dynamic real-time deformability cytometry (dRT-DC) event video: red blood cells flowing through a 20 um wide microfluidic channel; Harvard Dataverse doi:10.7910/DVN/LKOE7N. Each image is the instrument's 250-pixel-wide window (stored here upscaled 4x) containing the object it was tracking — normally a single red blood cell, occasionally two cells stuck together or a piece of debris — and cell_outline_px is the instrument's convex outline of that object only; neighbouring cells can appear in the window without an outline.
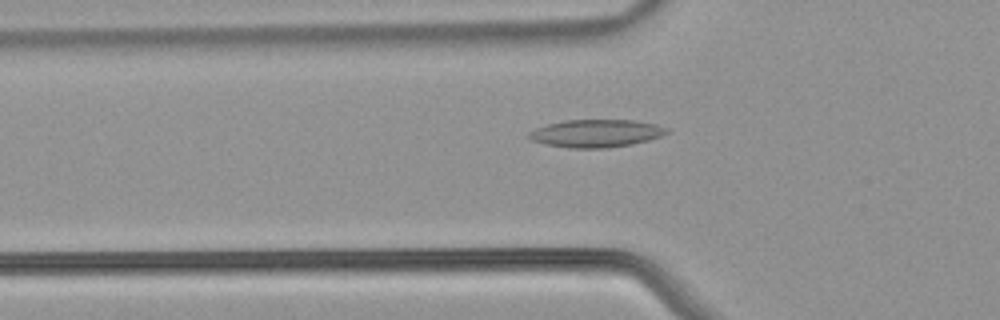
{"species": "common noctule bat (a hibernating species)", "species_latin": "Nyctalus noctula", "temperature_condition": "warm", "stored_images_in_passage": 46, "camera_frame_rate_fps": 3000, "um_per_image_px": 0.085, "animal": {"sex": "male", "body_mass_g": 21.5, "forearm_length_mm": 52.0}, "frame": {"image": 1, "passage_image": 12, "time_ms": 3.667, "image_size_px": [1000, 320], "cell_outline_px": [[668, 132], [660, 136], [648, 140], [632, 144], [604, 148], [568, 148], [548, 144], [532, 140], [524, 136], [528, 132], [536, 128], [548, 124], [564, 120], [632, 120], [656, 124], [668, 128]], "centroid_in_image_um": [50.64, 11.33], "position_along_channel_um": 75.2, "area_um2": 22.2}}
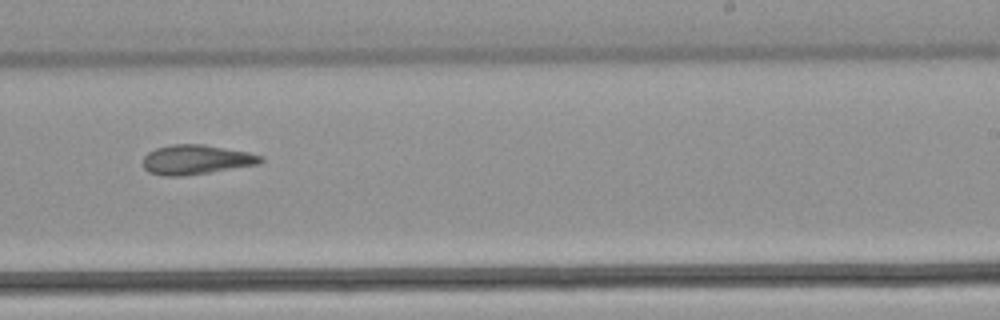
{"frame": {"image": 2, "passage_image": 27, "time_ms": 8.667, "image_size_px": [1000, 320], "cell_outline_px": [[264, 160], [260, 164], [208, 172], [180, 176], [164, 176], [148, 172], [144, 168], [144, 156], [148, 152], [156, 148], [172, 144], [204, 144], [248, 152], [264, 156]], "centroid_in_image_um": [16.68, 13.56], "position_along_channel_um": 272.3, "area_um2": 20.23}}
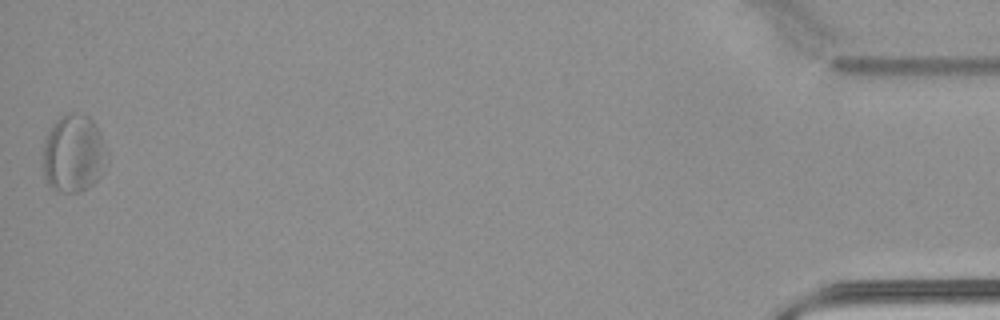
{"frame": {"image": 3, "passage_image": 46, "time_ms": 15.0, "image_size_px": [1000, 320], "cell_outline_px": [[108, 160], [100, 176], [92, 184], [80, 192], [64, 192], [52, 188], [48, 184], [44, 176], [44, 136], [56, 120], [60, 116], [68, 112], [76, 112], [88, 116], [96, 124], [100, 132], [108, 152]], "centroid_in_image_um": [6.27, 13.02], "position_along_channel_um": 428.9, "area_um2": 29.36}, "authors_computed_cell_mechanics": {"area_um2": 21.9351, "velocity_mm_per_s": 3.9435, "shape_relaxation_time_tau1_ms": null, "shape_relaxation_time_tau2_ms": 7.3707, "deformation_change_tau1": null, "deformation_change_tau2": 0.1868}}